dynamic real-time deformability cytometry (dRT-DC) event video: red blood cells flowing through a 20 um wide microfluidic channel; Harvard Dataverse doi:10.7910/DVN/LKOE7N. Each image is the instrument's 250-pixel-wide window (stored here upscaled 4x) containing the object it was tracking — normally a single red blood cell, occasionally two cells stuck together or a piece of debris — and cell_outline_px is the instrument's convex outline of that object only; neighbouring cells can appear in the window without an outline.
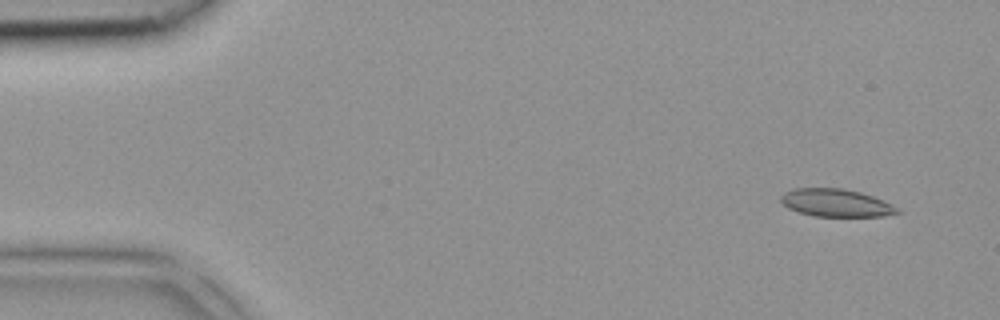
{"species": "common noctule bat (a hibernating species)", "species_latin": "Nyctalus noctula", "temperature_condition": "room temperature", "stored_images_in_passage": 4, "camera_frame_rate_fps": 3000, "um_per_image_px": 0.085, "animal": {"sex": "female", "body_mass_g": 18.4}, "frame": {"image": 1, "passage_image": 1, "time_ms": 0.0, "image_size_px": [1000, 320], "cell_outline_px": [[900, 212], [884, 216], [812, 216], [788, 208], [780, 200], [780, 196], [784, 192], [792, 188], [844, 188], [860, 192], [884, 200], [900, 208]], "centroid_in_image_um": [71.06, 17.23], "position_along_channel_um": 13.9, "area_um2": 18.9}}
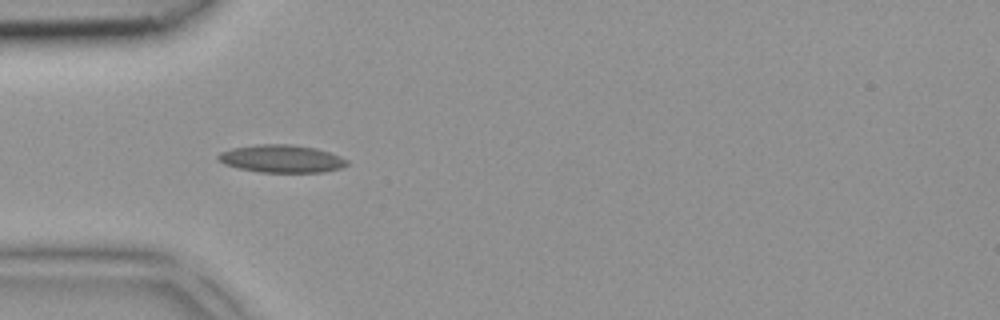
{"frame": {"image": 2, "passage_image": 4, "time_ms": 1.0, "image_size_px": [1000, 320], "cell_outline_px": [[348, 164], [340, 168], [324, 172], [260, 172], [240, 168], [224, 164], [216, 160], [216, 156], [220, 152], [232, 148], [256, 144], [292, 144], [316, 148], [340, 156], [348, 160]], "centroid_in_image_um": [23.91, 13.48], "position_along_channel_um": 61.1, "area_um2": 20.87}}